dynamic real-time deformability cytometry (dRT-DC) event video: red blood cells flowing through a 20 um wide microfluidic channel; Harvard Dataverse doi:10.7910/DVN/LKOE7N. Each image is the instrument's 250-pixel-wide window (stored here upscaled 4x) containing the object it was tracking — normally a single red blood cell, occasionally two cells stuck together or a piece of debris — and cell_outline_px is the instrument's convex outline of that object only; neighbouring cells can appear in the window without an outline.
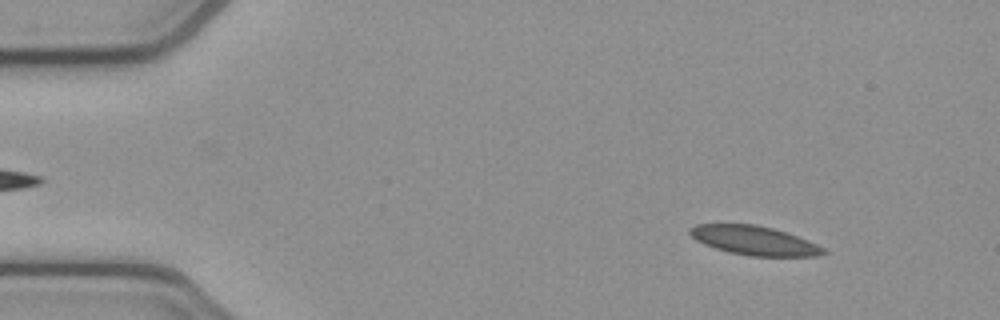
{"species": "common noctule bat (a hibernating species)", "species_latin": "Nyctalus noctula", "temperature_condition": "cold", "stored_images_in_passage": 13, "camera_frame_rate_fps": 3000, "um_per_image_px": 0.085, "animal": {"sex": "female", "body_mass_g": 21.9}, "frame": {"image": 1, "passage_image": 5, "time_ms": 1.333, "image_size_px": [1000, 320], "cell_outline_px": [[828, 252], [820, 256], [748, 256], [728, 252], [704, 244], [696, 240], [688, 232], [688, 228], [696, 224], [756, 224], [788, 232], [808, 240], [824, 248]], "centroid_in_image_um": [64.12, 20.44], "position_along_channel_um": 20.9, "area_um2": 22.77}}